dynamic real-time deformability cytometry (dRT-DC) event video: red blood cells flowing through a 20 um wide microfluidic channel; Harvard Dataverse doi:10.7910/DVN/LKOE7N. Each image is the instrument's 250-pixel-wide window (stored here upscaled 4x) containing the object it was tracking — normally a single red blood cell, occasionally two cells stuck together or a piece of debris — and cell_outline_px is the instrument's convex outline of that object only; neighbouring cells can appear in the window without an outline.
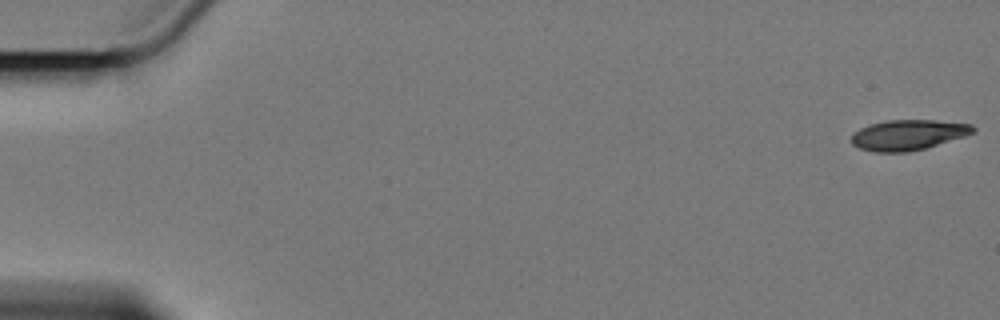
{"species": "Egyptian fruit bat (a non-hibernating species)", "species_latin": "Rousettus aegyptiacus", "temperature_condition": "cold", "stored_images_in_passage": 58, "camera_frame_rate_fps": 3000, "um_per_image_px": 0.085, "animal": {"sex": "female"}, "frame": {"image": 1, "passage_image": 1, "time_ms": 0.0, "image_size_px": [1000, 320], "cell_outline_px": [[976, 132], [964, 136], [924, 148], [908, 152], [872, 152], [860, 148], [852, 144], [852, 132], [860, 128], [872, 124], [888, 120], [936, 120], [972, 124], [976, 128]], "centroid_in_image_um": [77.19, 11.46], "position_along_channel_um": 7.8, "area_um2": 21.44}}
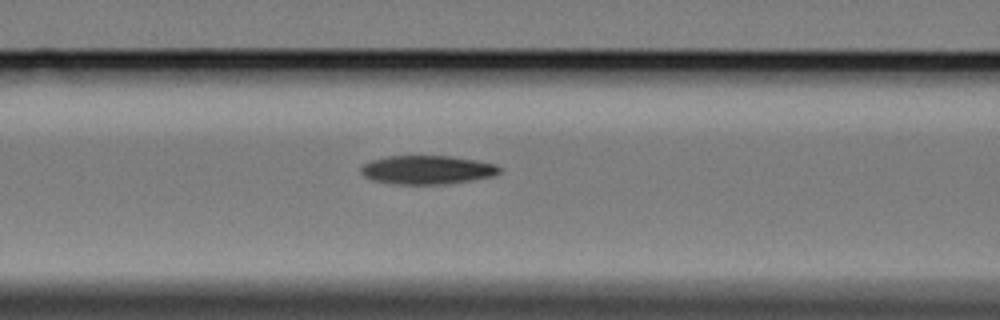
{"frame": {"image": 2, "passage_image": 25, "time_ms": 8.0, "image_size_px": [1000, 320], "cell_outline_px": [[504, 168], [500, 172], [492, 176], [472, 180], [444, 184], [396, 184], [372, 180], [364, 176], [360, 172], [360, 168], [364, 164], [372, 160], [388, 156], [452, 156], [476, 160], [496, 164]], "centroid_in_image_um": [36.33, 14.43], "position_along_channel_um": 130.3, "area_um2": 23.24}}
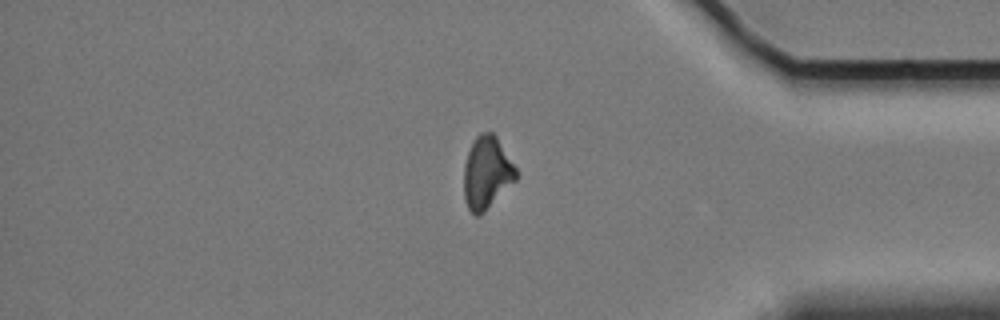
{"frame": {"image": 3, "passage_image": 50, "time_ms": 16.333, "image_size_px": [1000, 320], "cell_outline_px": [[516, 180], [480, 216], [476, 216], [468, 208], [464, 196], [464, 164], [472, 140], [480, 132], [492, 132], [496, 136], [516, 168]], "centroid_in_image_um": [41.36, 14.67], "position_along_channel_um": 393.8, "area_um2": 21.91}}